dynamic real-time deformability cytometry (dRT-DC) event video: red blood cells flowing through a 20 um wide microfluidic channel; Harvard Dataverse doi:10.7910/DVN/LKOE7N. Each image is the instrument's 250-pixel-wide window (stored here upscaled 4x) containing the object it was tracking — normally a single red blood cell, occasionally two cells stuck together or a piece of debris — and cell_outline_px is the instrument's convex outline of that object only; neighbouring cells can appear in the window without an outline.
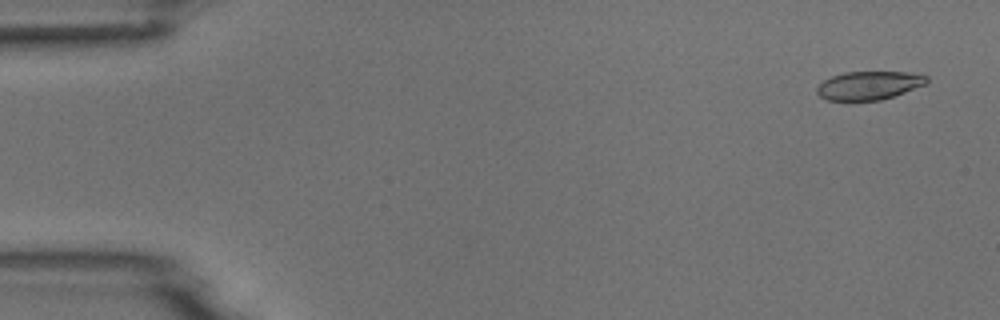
{"species": "common noctule bat (a hibernating species)", "species_latin": "Nyctalus noctula", "temperature_condition": "room temperature", "stored_images_in_passage": 5, "camera_frame_rate_fps": 3000, "um_per_image_px": 0.085, "animal": {"sex": "male", "body_mass_g": 18.8}, "frame": {"image": 1, "passage_image": 1, "time_ms": 0.0, "image_size_px": [1000, 320], "cell_outline_px": [[928, 80], [924, 84], [904, 92], [880, 100], [828, 100], [820, 96], [816, 92], [816, 88], [824, 80], [832, 76], [844, 72], [908, 72], [928, 76]], "centroid_in_image_um": [73.83, 7.25], "position_along_channel_um": 11.2, "area_um2": 17.92}}